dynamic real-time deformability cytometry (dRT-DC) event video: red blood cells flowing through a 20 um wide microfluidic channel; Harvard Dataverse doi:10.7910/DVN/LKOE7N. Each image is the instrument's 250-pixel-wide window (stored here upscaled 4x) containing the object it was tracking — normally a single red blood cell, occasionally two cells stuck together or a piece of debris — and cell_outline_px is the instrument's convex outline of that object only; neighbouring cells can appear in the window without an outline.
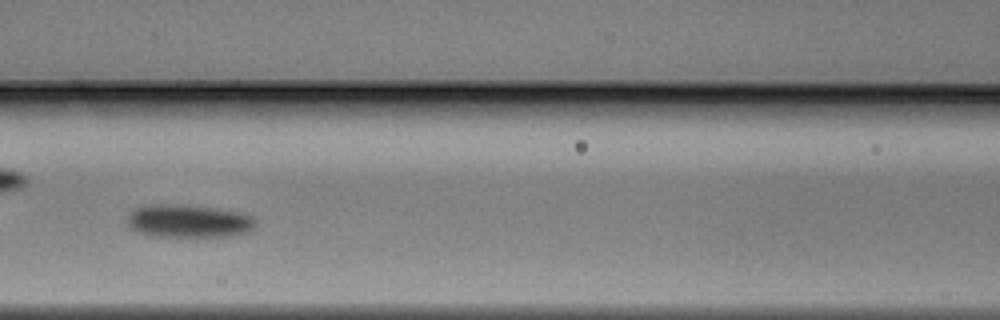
{"species": "Egyptian fruit bat (a non-hibernating species)", "species_latin": "Rousettus aegyptiacus", "temperature_condition": "warm", "stored_images_in_passage": 34, "camera_frame_rate_fps": 3000, "um_per_image_px": 0.085, "animal": {"sex": "male"}, "frame": {"image": 1, "passage_image": 10, "time_ms": 3.0, "image_size_px": [1000, 320], "cell_outline_px": [[256, 224], [252, 228], [244, 232], [232, 236], [152, 236], [140, 232], [132, 228], [128, 224], [128, 216], [132, 208], [144, 204], [188, 204], [236, 212], [252, 216], [256, 220]], "centroid_in_image_um": [15.97, 18.77], "position_along_channel_um": 150.6, "area_um2": 24.62}}